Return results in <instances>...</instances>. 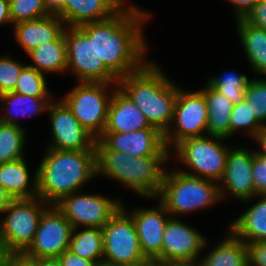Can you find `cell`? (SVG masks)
Instances as JSON below:
<instances>
[{"instance_id": "obj_1", "label": "cell", "mask_w": 266, "mask_h": 266, "mask_svg": "<svg viewBox=\"0 0 266 266\" xmlns=\"http://www.w3.org/2000/svg\"><path fill=\"white\" fill-rule=\"evenodd\" d=\"M125 9L106 20L78 27L89 39H93L96 57L117 79L146 65L141 64L146 51L141 24L149 15L133 6Z\"/></svg>"}, {"instance_id": "obj_2", "label": "cell", "mask_w": 266, "mask_h": 266, "mask_svg": "<svg viewBox=\"0 0 266 266\" xmlns=\"http://www.w3.org/2000/svg\"><path fill=\"white\" fill-rule=\"evenodd\" d=\"M36 173L38 197L55 205L97 174L96 150L49 148Z\"/></svg>"}, {"instance_id": "obj_3", "label": "cell", "mask_w": 266, "mask_h": 266, "mask_svg": "<svg viewBox=\"0 0 266 266\" xmlns=\"http://www.w3.org/2000/svg\"><path fill=\"white\" fill-rule=\"evenodd\" d=\"M117 86L138 106L151 126L162 134L170 132L178 88L159 67L146 64L137 72L118 79Z\"/></svg>"}, {"instance_id": "obj_4", "label": "cell", "mask_w": 266, "mask_h": 266, "mask_svg": "<svg viewBox=\"0 0 266 266\" xmlns=\"http://www.w3.org/2000/svg\"><path fill=\"white\" fill-rule=\"evenodd\" d=\"M95 148L97 174L118 180L143 196L159 195L165 173L161 164L169 156H130L107 149L98 139Z\"/></svg>"}, {"instance_id": "obj_5", "label": "cell", "mask_w": 266, "mask_h": 266, "mask_svg": "<svg viewBox=\"0 0 266 266\" xmlns=\"http://www.w3.org/2000/svg\"><path fill=\"white\" fill-rule=\"evenodd\" d=\"M212 180L186 174L183 171L164 173L160 202L171 215L186 214L206 208L223 197L222 187Z\"/></svg>"}, {"instance_id": "obj_6", "label": "cell", "mask_w": 266, "mask_h": 266, "mask_svg": "<svg viewBox=\"0 0 266 266\" xmlns=\"http://www.w3.org/2000/svg\"><path fill=\"white\" fill-rule=\"evenodd\" d=\"M223 139L226 138L218 136L191 137L177 143L174 148L176 156L196 172V174H186L212 181H222L229 153L228 149L218 142Z\"/></svg>"}, {"instance_id": "obj_7", "label": "cell", "mask_w": 266, "mask_h": 266, "mask_svg": "<svg viewBox=\"0 0 266 266\" xmlns=\"http://www.w3.org/2000/svg\"><path fill=\"white\" fill-rule=\"evenodd\" d=\"M103 262L115 265H134L147 260L141 252L136 227L123 207L102 227Z\"/></svg>"}, {"instance_id": "obj_8", "label": "cell", "mask_w": 266, "mask_h": 266, "mask_svg": "<svg viewBox=\"0 0 266 266\" xmlns=\"http://www.w3.org/2000/svg\"><path fill=\"white\" fill-rule=\"evenodd\" d=\"M111 83L80 82L62 100L80 124L98 139L104 132L111 96L106 89ZM106 88V89H105Z\"/></svg>"}, {"instance_id": "obj_9", "label": "cell", "mask_w": 266, "mask_h": 266, "mask_svg": "<svg viewBox=\"0 0 266 266\" xmlns=\"http://www.w3.org/2000/svg\"><path fill=\"white\" fill-rule=\"evenodd\" d=\"M41 203L46 202L38 196L13 199L4 210L8 215L0 221V237L11 252H24L33 242L40 217L46 209L45 206L41 208Z\"/></svg>"}, {"instance_id": "obj_10", "label": "cell", "mask_w": 266, "mask_h": 266, "mask_svg": "<svg viewBox=\"0 0 266 266\" xmlns=\"http://www.w3.org/2000/svg\"><path fill=\"white\" fill-rule=\"evenodd\" d=\"M67 53V69L71 68L80 82L118 83V79L96 57L93 39H89L78 27L64 30Z\"/></svg>"}, {"instance_id": "obj_11", "label": "cell", "mask_w": 266, "mask_h": 266, "mask_svg": "<svg viewBox=\"0 0 266 266\" xmlns=\"http://www.w3.org/2000/svg\"><path fill=\"white\" fill-rule=\"evenodd\" d=\"M75 194H68L55 204L74 231L81 225L102 228L122 206L119 200L114 202L101 195Z\"/></svg>"}, {"instance_id": "obj_12", "label": "cell", "mask_w": 266, "mask_h": 266, "mask_svg": "<svg viewBox=\"0 0 266 266\" xmlns=\"http://www.w3.org/2000/svg\"><path fill=\"white\" fill-rule=\"evenodd\" d=\"M73 227L63 213L53 205L40 217L33 242L24 251L33 258L59 257L68 250Z\"/></svg>"}, {"instance_id": "obj_13", "label": "cell", "mask_w": 266, "mask_h": 266, "mask_svg": "<svg viewBox=\"0 0 266 266\" xmlns=\"http://www.w3.org/2000/svg\"><path fill=\"white\" fill-rule=\"evenodd\" d=\"M208 110L204 95L199 91L185 93L178 89L177 102L173 115L176 129L172 134L165 132L163 139L168 148L170 141L175 145L181 140L191 137H203L204 130L207 132ZM172 134V135H171ZM173 138V139H171Z\"/></svg>"}, {"instance_id": "obj_14", "label": "cell", "mask_w": 266, "mask_h": 266, "mask_svg": "<svg viewBox=\"0 0 266 266\" xmlns=\"http://www.w3.org/2000/svg\"><path fill=\"white\" fill-rule=\"evenodd\" d=\"M206 239L199 232L175 218L166 223L163 234L162 263L196 264Z\"/></svg>"}, {"instance_id": "obj_15", "label": "cell", "mask_w": 266, "mask_h": 266, "mask_svg": "<svg viewBox=\"0 0 266 266\" xmlns=\"http://www.w3.org/2000/svg\"><path fill=\"white\" fill-rule=\"evenodd\" d=\"M50 111L54 143L50 148L57 150H96V138L74 117L67 105L61 101L51 103Z\"/></svg>"}, {"instance_id": "obj_16", "label": "cell", "mask_w": 266, "mask_h": 266, "mask_svg": "<svg viewBox=\"0 0 266 266\" xmlns=\"http://www.w3.org/2000/svg\"><path fill=\"white\" fill-rule=\"evenodd\" d=\"M98 140L109 150L130 156H169L163 134L157 128H145L129 133H103Z\"/></svg>"}, {"instance_id": "obj_17", "label": "cell", "mask_w": 266, "mask_h": 266, "mask_svg": "<svg viewBox=\"0 0 266 266\" xmlns=\"http://www.w3.org/2000/svg\"><path fill=\"white\" fill-rule=\"evenodd\" d=\"M158 208L138 210L131 213V217L144 257L154 260L156 263H162L163 234L170 218L164 217V213H169L161 202Z\"/></svg>"}, {"instance_id": "obj_18", "label": "cell", "mask_w": 266, "mask_h": 266, "mask_svg": "<svg viewBox=\"0 0 266 266\" xmlns=\"http://www.w3.org/2000/svg\"><path fill=\"white\" fill-rule=\"evenodd\" d=\"M145 128L155 127L150 125L143 112L120 88L114 90L103 133H129Z\"/></svg>"}, {"instance_id": "obj_19", "label": "cell", "mask_w": 266, "mask_h": 266, "mask_svg": "<svg viewBox=\"0 0 266 266\" xmlns=\"http://www.w3.org/2000/svg\"><path fill=\"white\" fill-rule=\"evenodd\" d=\"M253 158L254 151L243 148L230 151L227 156L222 182H225L228 191L241 201L256 196L252 179Z\"/></svg>"}, {"instance_id": "obj_20", "label": "cell", "mask_w": 266, "mask_h": 266, "mask_svg": "<svg viewBox=\"0 0 266 266\" xmlns=\"http://www.w3.org/2000/svg\"><path fill=\"white\" fill-rule=\"evenodd\" d=\"M65 22L57 16H46L15 24V37L25 52L56 41L63 33Z\"/></svg>"}, {"instance_id": "obj_21", "label": "cell", "mask_w": 266, "mask_h": 266, "mask_svg": "<svg viewBox=\"0 0 266 266\" xmlns=\"http://www.w3.org/2000/svg\"><path fill=\"white\" fill-rule=\"evenodd\" d=\"M120 9L110 0H65L64 12L59 16L69 27L103 21Z\"/></svg>"}, {"instance_id": "obj_22", "label": "cell", "mask_w": 266, "mask_h": 266, "mask_svg": "<svg viewBox=\"0 0 266 266\" xmlns=\"http://www.w3.org/2000/svg\"><path fill=\"white\" fill-rule=\"evenodd\" d=\"M206 100L208 119V136L228 138L230 136V115L233 102L218 90L207 84L206 89L200 91Z\"/></svg>"}, {"instance_id": "obj_23", "label": "cell", "mask_w": 266, "mask_h": 266, "mask_svg": "<svg viewBox=\"0 0 266 266\" xmlns=\"http://www.w3.org/2000/svg\"><path fill=\"white\" fill-rule=\"evenodd\" d=\"M29 172L24 158L10 163L0 164V183L5 188L12 199H31L38 196L37 173L32 182L33 188L27 187L29 184Z\"/></svg>"}, {"instance_id": "obj_24", "label": "cell", "mask_w": 266, "mask_h": 266, "mask_svg": "<svg viewBox=\"0 0 266 266\" xmlns=\"http://www.w3.org/2000/svg\"><path fill=\"white\" fill-rule=\"evenodd\" d=\"M261 198L230 226V231L246 244L266 241V195Z\"/></svg>"}, {"instance_id": "obj_25", "label": "cell", "mask_w": 266, "mask_h": 266, "mask_svg": "<svg viewBox=\"0 0 266 266\" xmlns=\"http://www.w3.org/2000/svg\"><path fill=\"white\" fill-rule=\"evenodd\" d=\"M197 266H249L248 246L232 231Z\"/></svg>"}, {"instance_id": "obj_26", "label": "cell", "mask_w": 266, "mask_h": 266, "mask_svg": "<svg viewBox=\"0 0 266 266\" xmlns=\"http://www.w3.org/2000/svg\"><path fill=\"white\" fill-rule=\"evenodd\" d=\"M238 32L253 70L266 75V30L242 18L238 19Z\"/></svg>"}, {"instance_id": "obj_27", "label": "cell", "mask_w": 266, "mask_h": 266, "mask_svg": "<svg viewBox=\"0 0 266 266\" xmlns=\"http://www.w3.org/2000/svg\"><path fill=\"white\" fill-rule=\"evenodd\" d=\"M36 66L28 65L42 72H63L67 70V53L64 33L54 42L46 43L28 52Z\"/></svg>"}, {"instance_id": "obj_28", "label": "cell", "mask_w": 266, "mask_h": 266, "mask_svg": "<svg viewBox=\"0 0 266 266\" xmlns=\"http://www.w3.org/2000/svg\"><path fill=\"white\" fill-rule=\"evenodd\" d=\"M25 131L12 116L0 118V164L24 158Z\"/></svg>"}, {"instance_id": "obj_29", "label": "cell", "mask_w": 266, "mask_h": 266, "mask_svg": "<svg viewBox=\"0 0 266 266\" xmlns=\"http://www.w3.org/2000/svg\"><path fill=\"white\" fill-rule=\"evenodd\" d=\"M74 234L73 230L68 248L69 251L96 263L103 262V259H98L103 257L104 254L102 228L86 227L85 230Z\"/></svg>"}, {"instance_id": "obj_30", "label": "cell", "mask_w": 266, "mask_h": 266, "mask_svg": "<svg viewBox=\"0 0 266 266\" xmlns=\"http://www.w3.org/2000/svg\"><path fill=\"white\" fill-rule=\"evenodd\" d=\"M249 82L246 75L230 72L222 77L211 78L208 84L231 100L233 105H237L245 99V91Z\"/></svg>"}, {"instance_id": "obj_31", "label": "cell", "mask_w": 266, "mask_h": 266, "mask_svg": "<svg viewBox=\"0 0 266 266\" xmlns=\"http://www.w3.org/2000/svg\"><path fill=\"white\" fill-rule=\"evenodd\" d=\"M47 99L48 97H31L16 92H7L0 95V101L6 102L5 104H7L8 106L7 110H5L7 114L9 113L11 107H13L15 111L18 110L19 112L20 110L21 112H23L22 115L25 116L27 115V111L29 115L37 114L38 112H42L44 109H48L50 103H48L49 100ZM11 114L13 116V113H10V115ZM14 115H16L15 112Z\"/></svg>"}, {"instance_id": "obj_32", "label": "cell", "mask_w": 266, "mask_h": 266, "mask_svg": "<svg viewBox=\"0 0 266 266\" xmlns=\"http://www.w3.org/2000/svg\"><path fill=\"white\" fill-rule=\"evenodd\" d=\"M46 88L44 73L27 65L22 69L13 92L31 97H47L49 92Z\"/></svg>"}, {"instance_id": "obj_33", "label": "cell", "mask_w": 266, "mask_h": 266, "mask_svg": "<svg viewBox=\"0 0 266 266\" xmlns=\"http://www.w3.org/2000/svg\"><path fill=\"white\" fill-rule=\"evenodd\" d=\"M240 128H247L248 134L255 137L264 126L256 119L248 102L243 101L233 106L230 115V136Z\"/></svg>"}, {"instance_id": "obj_34", "label": "cell", "mask_w": 266, "mask_h": 266, "mask_svg": "<svg viewBox=\"0 0 266 266\" xmlns=\"http://www.w3.org/2000/svg\"><path fill=\"white\" fill-rule=\"evenodd\" d=\"M48 16L44 11L43 0H14L10 3L11 23L32 21Z\"/></svg>"}, {"instance_id": "obj_35", "label": "cell", "mask_w": 266, "mask_h": 266, "mask_svg": "<svg viewBox=\"0 0 266 266\" xmlns=\"http://www.w3.org/2000/svg\"><path fill=\"white\" fill-rule=\"evenodd\" d=\"M245 100L251 107L256 119L266 124V80H250L245 91Z\"/></svg>"}, {"instance_id": "obj_36", "label": "cell", "mask_w": 266, "mask_h": 266, "mask_svg": "<svg viewBox=\"0 0 266 266\" xmlns=\"http://www.w3.org/2000/svg\"><path fill=\"white\" fill-rule=\"evenodd\" d=\"M25 65L12 60L9 57L0 58V95L13 92Z\"/></svg>"}, {"instance_id": "obj_37", "label": "cell", "mask_w": 266, "mask_h": 266, "mask_svg": "<svg viewBox=\"0 0 266 266\" xmlns=\"http://www.w3.org/2000/svg\"><path fill=\"white\" fill-rule=\"evenodd\" d=\"M252 179L257 195H266V152H254Z\"/></svg>"}, {"instance_id": "obj_38", "label": "cell", "mask_w": 266, "mask_h": 266, "mask_svg": "<svg viewBox=\"0 0 266 266\" xmlns=\"http://www.w3.org/2000/svg\"><path fill=\"white\" fill-rule=\"evenodd\" d=\"M249 266H266V241L248 243Z\"/></svg>"}, {"instance_id": "obj_39", "label": "cell", "mask_w": 266, "mask_h": 266, "mask_svg": "<svg viewBox=\"0 0 266 266\" xmlns=\"http://www.w3.org/2000/svg\"><path fill=\"white\" fill-rule=\"evenodd\" d=\"M244 19L250 24L266 30V1L260 0Z\"/></svg>"}, {"instance_id": "obj_40", "label": "cell", "mask_w": 266, "mask_h": 266, "mask_svg": "<svg viewBox=\"0 0 266 266\" xmlns=\"http://www.w3.org/2000/svg\"><path fill=\"white\" fill-rule=\"evenodd\" d=\"M61 266H96L97 263L85 258H82L78 255L73 254L69 250H65L58 257Z\"/></svg>"}, {"instance_id": "obj_41", "label": "cell", "mask_w": 266, "mask_h": 266, "mask_svg": "<svg viewBox=\"0 0 266 266\" xmlns=\"http://www.w3.org/2000/svg\"><path fill=\"white\" fill-rule=\"evenodd\" d=\"M5 266H35V258L27 256L24 252H11Z\"/></svg>"}, {"instance_id": "obj_42", "label": "cell", "mask_w": 266, "mask_h": 266, "mask_svg": "<svg viewBox=\"0 0 266 266\" xmlns=\"http://www.w3.org/2000/svg\"><path fill=\"white\" fill-rule=\"evenodd\" d=\"M235 5L237 19L245 18L260 0H227Z\"/></svg>"}, {"instance_id": "obj_43", "label": "cell", "mask_w": 266, "mask_h": 266, "mask_svg": "<svg viewBox=\"0 0 266 266\" xmlns=\"http://www.w3.org/2000/svg\"><path fill=\"white\" fill-rule=\"evenodd\" d=\"M44 11L48 16L59 17L65 8V0H43Z\"/></svg>"}, {"instance_id": "obj_44", "label": "cell", "mask_w": 266, "mask_h": 266, "mask_svg": "<svg viewBox=\"0 0 266 266\" xmlns=\"http://www.w3.org/2000/svg\"><path fill=\"white\" fill-rule=\"evenodd\" d=\"M4 22H11L10 3L6 0H0V24Z\"/></svg>"}, {"instance_id": "obj_45", "label": "cell", "mask_w": 266, "mask_h": 266, "mask_svg": "<svg viewBox=\"0 0 266 266\" xmlns=\"http://www.w3.org/2000/svg\"><path fill=\"white\" fill-rule=\"evenodd\" d=\"M12 200V197L0 183V213H4V210L8 207Z\"/></svg>"}, {"instance_id": "obj_46", "label": "cell", "mask_w": 266, "mask_h": 266, "mask_svg": "<svg viewBox=\"0 0 266 266\" xmlns=\"http://www.w3.org/2000/svg\"><path fill=\"white\" fill-rule=\"evenodd\" d=\"M35 266H61L58 257L35 258Z\"/></svg>"}, {"instance_id": "obj_47", "label": "cell", "mask_w": 266, "mask_h": 266, "mask_svg": "<svg viewBox=\"0 0 266 266\" xmlns=\"http://www.w3.org/2000/svg\"><path fill=\"white\" fill-rule=\"evenodd\" d=\"M10 253L11 251L7 248L5 241L0 237V266H5Z\"/></svg>"}, {"instance_id": "obj_48", "label": "cell", "mask_w": 266, "mask_h": 266, "mask_svg": "<svg viewBox=\"0 0 266 266\" xmlns=\"http://www.w3.org/2000/svg\"><path fill=\"white\" fill-rule=\"evenodd\" d=\"M124 266H157V263L154 260L147 259L141 263L134 265H124Z\"/></svg>"}, {"instance_id": "obj_49", "label": "cell", "mask_w": 266, "mask_h": 266, "mask_svg": "<svg viewBox=\"0 0 266 266\" xmlns=\"http://www.w3.org/2000/svg\"><path fill=\"white\" fill-rule=\"evenodd\" d=\"M113 4H115L120 10H123V5H125V0H110Z\"/></svg>"}, {"instance_id": "obj_50", "label": "cell", "mask_w": 266, "mask_h": 266, "mask_svg": "<svg viewBox=\"0 0 266 266\" xmlns=\"http://www.w3.org/2000/svg\"><path fill=\"white\" fill-rule=\"evenodd\" d=\"M164 266H197V264H166Z\"/></svg>"}, {"instance_id": "obj_51", "label": "cell", "mask_w": 266, "mask_h": 266, "mask_svg": "<svg viewBox=\"0 0 266 266\" xmlns=\"http://www.w3.org/2000/svg\"><path fill=\"white\" fill-rule=\"evenodd\" d=\"M96 266H115V265H111V264H108V263H105V262H101V263H97Z\"/></svg>"}, {"instance_id": "obj_52", "label": "cell", "mask_w": 266, "mask_h": 266, "mask_svg": "<svg viewBox=\"0 0 266 266\" xmlns=\"http://www.w3.org/2000/svg\"><path fill=\"white\" fill-rule=\"evenodd\" d=\"M157 266H164V263H157Z\"/></svg>"}]
</instances>
